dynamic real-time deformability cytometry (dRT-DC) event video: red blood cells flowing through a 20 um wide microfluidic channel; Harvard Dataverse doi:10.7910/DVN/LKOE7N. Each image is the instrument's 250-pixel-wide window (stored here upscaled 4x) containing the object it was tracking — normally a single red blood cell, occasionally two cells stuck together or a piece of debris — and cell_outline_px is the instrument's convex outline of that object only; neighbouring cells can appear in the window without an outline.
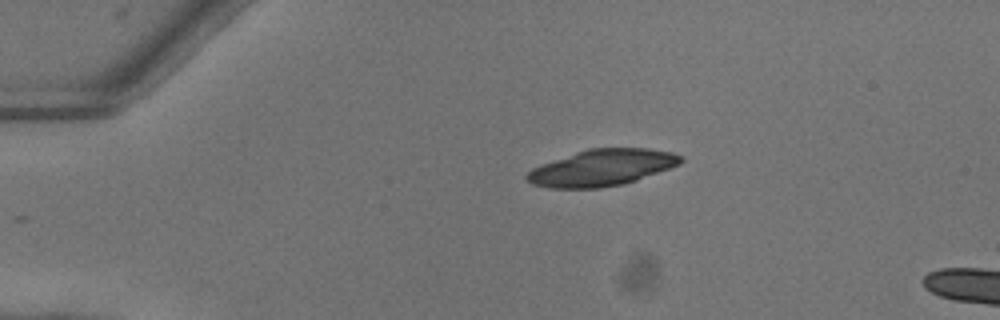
{"species": "common noctule bat (a hibernating species)", "species_latin": "Nyctalus noctula", "temperature_condition": "warm", "stored_images_in_passage": 35, "camera_frame_rate_fps": 3000, "um_per_image_px": 0.085, "animal": {"sex": "female"}, "frame": {"image": 1, "passage_image": 1, "time_ms": 0.0, "image_size_px": [1000, 320], "cell_outline_px": [[684, 160], [680, 164], [636, 180], [624, 184], [600, 188], [552, 188], [532, 184], [524, 176], [532, 168], [540, 164], [588, 148], [648, 148], [672, 152], [684, 156]], "centroid_in_image_um": [51.17, 14.25], "position_along_channel_um": 33.8, "area_um2": 32.71}}